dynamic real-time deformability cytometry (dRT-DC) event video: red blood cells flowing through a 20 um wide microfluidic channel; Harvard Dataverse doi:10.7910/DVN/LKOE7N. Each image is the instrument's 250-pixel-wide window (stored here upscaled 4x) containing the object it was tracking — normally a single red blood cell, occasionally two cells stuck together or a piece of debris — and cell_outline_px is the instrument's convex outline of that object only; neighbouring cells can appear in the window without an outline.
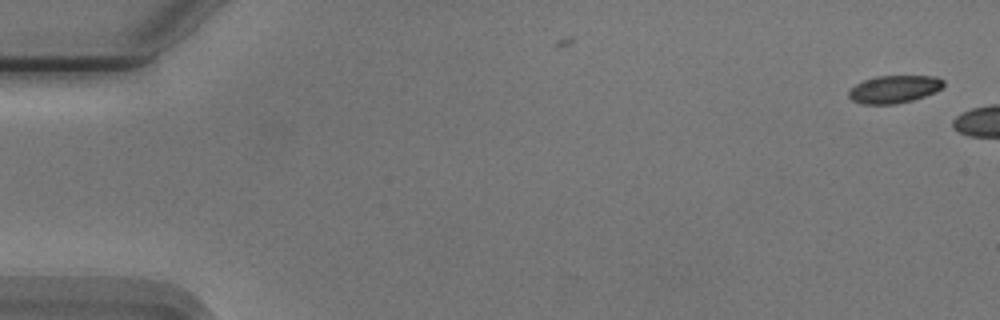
{"species": "Egyptian fruit bat (a non-hibernating species)", "species_latin": "Rousettus aegyptiacus", "temperature_condition": "cold", "stored_images_in_passage": 5, "camera_frame_rate_fps": 3000, "um_per_image_px": 0.085, "animal": {"sex": "male"}, "frame": {"image": 1, "passage_image": 1, "time_ms": 0.0, "image_size_px": [1000, 320], "cell_outline_px": [[944, 84], [936, 92], [912, 100], [896, 104], [864, 104], [852, 100], [848, 96], [848, 92], [856, 84], [864, 80], [876, 76], [936, 76], [944, 80]], "centroid_in_image_um": [76.01, 7.58], "position_along_channel_um": 9.0, "area_um2": 15.2}}